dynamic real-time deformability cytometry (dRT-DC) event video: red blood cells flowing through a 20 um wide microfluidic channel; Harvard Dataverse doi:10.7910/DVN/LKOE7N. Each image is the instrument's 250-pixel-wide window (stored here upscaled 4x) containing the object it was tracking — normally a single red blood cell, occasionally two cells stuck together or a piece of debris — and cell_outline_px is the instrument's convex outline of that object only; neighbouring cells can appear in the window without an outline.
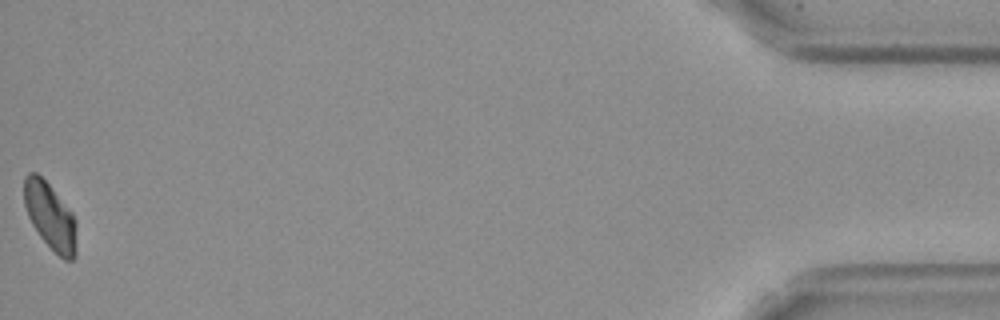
{"species": "Egyptian fruit bat (a non-hibernating species)", "species_latin": "Rousettus aegyptiacus", "temperature_condition": "cold", "stored_images_in_passage": 44, "camera_frame_rate_fps": 3000, "um_per_image_px": 0.085, "frame": {"image": 1, "passage_image": 44, "time_ms": 14.333, "image_size_px": [1000, 320], "cell_outline_px": [[76, 256], [72, 260], [64, 260], [40, 236], [32, 224], [28, 216], [24, 204], [24, 176], [28, 172], [36, 172], [52, 188], [72, 212], [76, 220]], "centroid_in_image_um": [4.27, 18.37], "position_along_channel_um": 430.9, "area_um2": 20.29}, "authors_computed_cell_mechanics": {"area_um2": 21.3282, "velocity_mm_per_s": 3.553, "shape_relaxation_time_tau1_ms": 3.0, "shape_relaxation_time_tau2_ms": null, "deformation_change_tau1": 0.1243, "deformation_change_tau2": null}}